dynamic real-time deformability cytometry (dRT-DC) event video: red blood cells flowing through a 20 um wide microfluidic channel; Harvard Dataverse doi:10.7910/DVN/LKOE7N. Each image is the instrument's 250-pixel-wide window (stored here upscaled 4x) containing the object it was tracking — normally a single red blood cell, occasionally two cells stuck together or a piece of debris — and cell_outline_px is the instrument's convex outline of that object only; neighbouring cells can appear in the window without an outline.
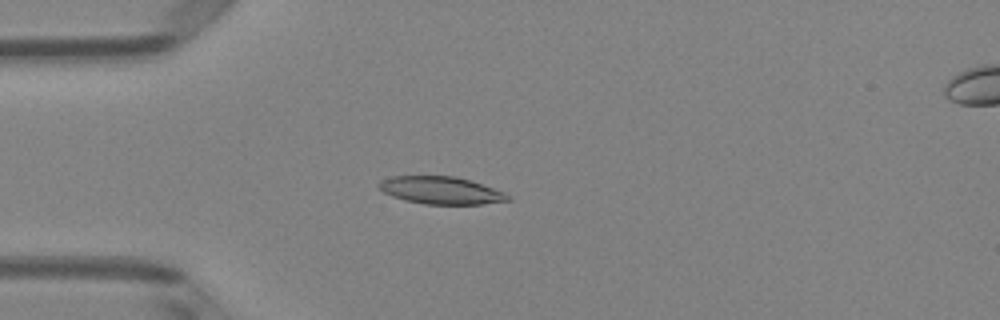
{"species": "Egyptian fruit bat (a non-hibernating species)", "species_latin": "Rousettus aegyptiacus", "temperature_condition": "room temperature", "stored_images_in_passage": 5, "camera_frame_rate_fps": 3000, "um_per_image_px": 0.085, "animal": {"sex": "female"}, "frame": {"image": 1, "passage_image": 4, "time_ms": 1.0, "image_size_px": [1000, 320], "cell_outline_px": [[512, 200], [480, 204], [424, 204], [404, 200], [392, 196], [384, 192], [376, 184], [380, 180], [392, 176], [456, 176], [504, 192], [512, 196]], "centroid_in_image_um": [37.46, 16.18], "position_along_channel_um": 47.5, "area_um2": 20.58}}